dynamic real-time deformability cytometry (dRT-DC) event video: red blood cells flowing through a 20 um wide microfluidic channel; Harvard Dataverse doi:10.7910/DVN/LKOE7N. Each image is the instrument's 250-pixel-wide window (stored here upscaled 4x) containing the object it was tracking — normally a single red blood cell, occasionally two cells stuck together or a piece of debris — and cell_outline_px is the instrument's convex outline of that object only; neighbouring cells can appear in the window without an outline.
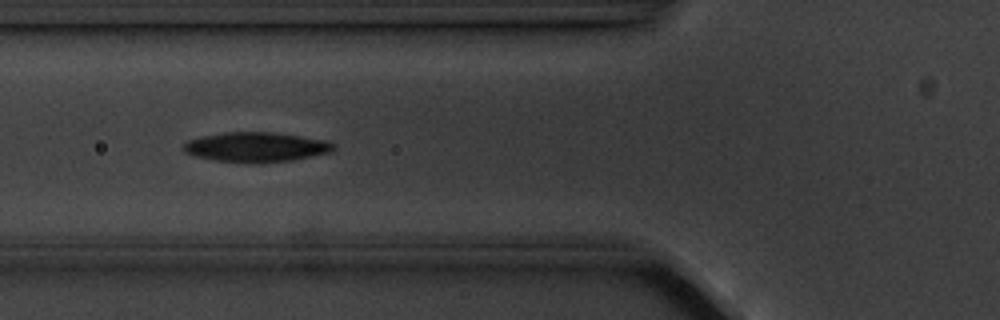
{"species": "common noctule bat (a hibernating species)", "species_latin": "Nyctalus noctula", "temperature_condition": "cold", "stored_images_in_passage": 9, "camera_frame_rate_fps": 3000, "um_per_image_px": 0.085, "animal": {"sex": "male", "body_mass_g": 20.1, "forearm_length_mm": 53.5}, "frame": {"image": 1, "passage_image": 2, "time_ms": 1.0, "image_size_px": [1000, 320], "cell_outline_px": [[336, 148], [332, 152], [292, 160], [260, 164], [252, 164], [216, 160], [196, 156], [184, 152], [180, 148], [188, 140], [204, 136], [224, 132], [272, 132], [328, 140], [336, 144]], "centroid_in_image_um": [21.8, 12.51], "position_along_channel_um": 104.0, "area_um2": 26.36}}
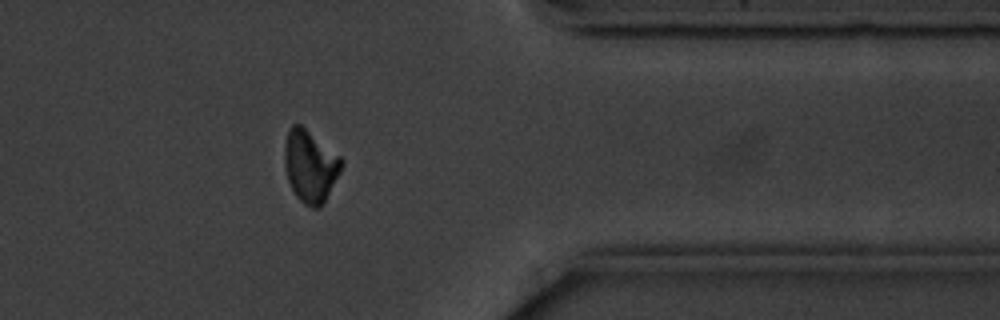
{"frame": {"image": 2, "passage_image": 9, "time_ms": 9.333, "image_size_px": [1000, 320], "cell_outline_px": [[344, 164], [340, 172], [320, 208], [312, 208], [304, 204], [296, 196], [288, 180], [284, 168], [284, 148], [288, 132], [292, 124], [300, 124], [340, 156], [344, 160]], "centroid_in_image_um": [26.36, 14.12], "position_along_channel_um": 385.0, "area_um2": 23.76}}